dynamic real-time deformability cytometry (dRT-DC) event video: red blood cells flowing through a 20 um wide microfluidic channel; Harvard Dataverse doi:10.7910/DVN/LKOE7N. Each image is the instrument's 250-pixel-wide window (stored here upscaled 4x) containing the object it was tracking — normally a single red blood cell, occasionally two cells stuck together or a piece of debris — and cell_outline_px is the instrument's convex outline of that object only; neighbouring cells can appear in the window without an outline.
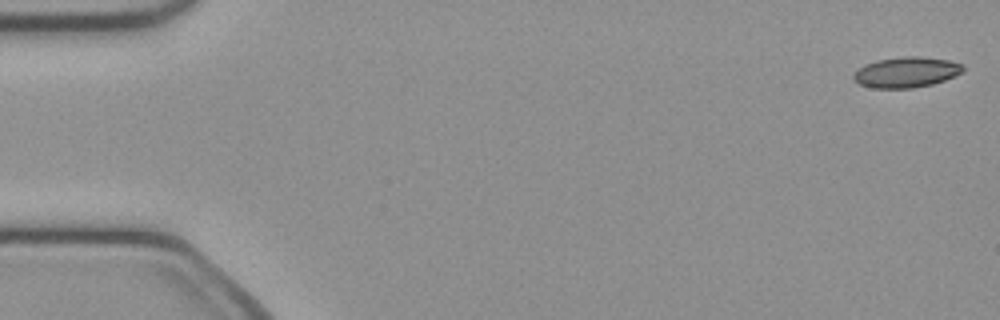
{"species": "common noctule bat (a hibernating species)", "species_latin": "Nyctalus noctula", "temperature_condition": "cold", "stored_images_in_passage": 7, "camera_frame_rate_fps": 3000, "um_per_image_px": 0.085, "animal": {"sex": "female", "body_mass_g": 21.9}, "frame": {"image": 1, "passage_image": 1, "time_ms": 0.0, "image_size_px": [1000, 320], "cell_outline_px": [[964, 72], [944, 80], [932, 84], [912, 88], [872, 88], [860, 84], [852, 80], [852, 76], [864, 64], [880, 60], [904, 56], [920, 56], [948, 60], [964, 64]], "centroid_in_image_um": [77.05, 6.14], "position_along_channel_um": 7.9, "area_um2": 19.48}}